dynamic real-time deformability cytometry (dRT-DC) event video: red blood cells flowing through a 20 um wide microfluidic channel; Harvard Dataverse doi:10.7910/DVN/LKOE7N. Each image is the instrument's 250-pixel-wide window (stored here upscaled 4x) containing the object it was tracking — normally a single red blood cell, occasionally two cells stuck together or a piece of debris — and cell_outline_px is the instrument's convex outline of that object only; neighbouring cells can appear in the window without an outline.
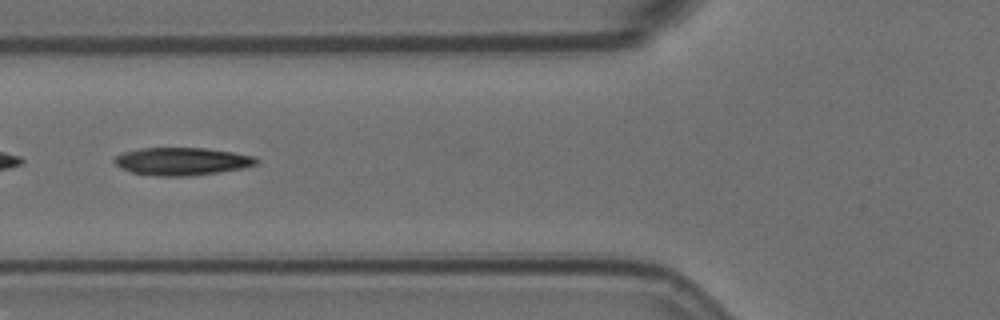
{"species": "Egyptian fruit bat (a non-hibernating species)", "species_latin": "Rousettus aegyptiacus", "temperature_condition": "room temperature", "stored_images_in_passage": 49, "camera_frame_rate_fps": 3000, "um_per_image_px": 0.085, "animal": {"sex": "female"}, "frame": {"image": 1, "passage_image": 14, "time_ms": 4.333, "image_size_px": [1000, 320], "cell_outline_px": [[260, 160], [256, 164], [240, 168], [220, 172], [188, 176], [156, 176], [132, 172], [120, 168], [112, 160], [116, 156], [124, 152], [140, 148], [204, 148], [232, 152], [252, 156]], "centroid_in_image_um": [15.43, 13.71], "position_along_channel_um": 110.4, "area_um2": 22.77}}
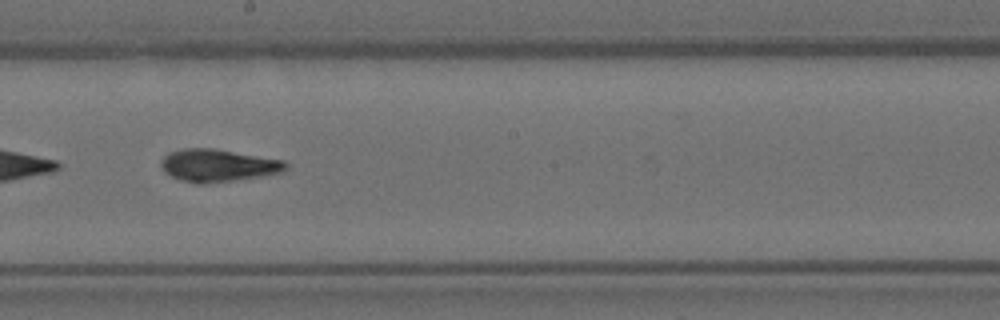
{"frame": {"image": 2, "passage_image": 24, "time_ms": 7.667, "image_size_px": [1000, 320], "cell_outline_px": [[288, 168], [284, 172], [260, 176], [204, 184], [196, 184], [180, 180], [164, 172], [160, 168], [160, 160], [168, 152], [184, 148], [212, 148], [284, 160], [288, 164]], "centroid_in_image_um": [18.5, 14.06], "position_along_channel_um": 229.7, "area_um2": 23.76}}
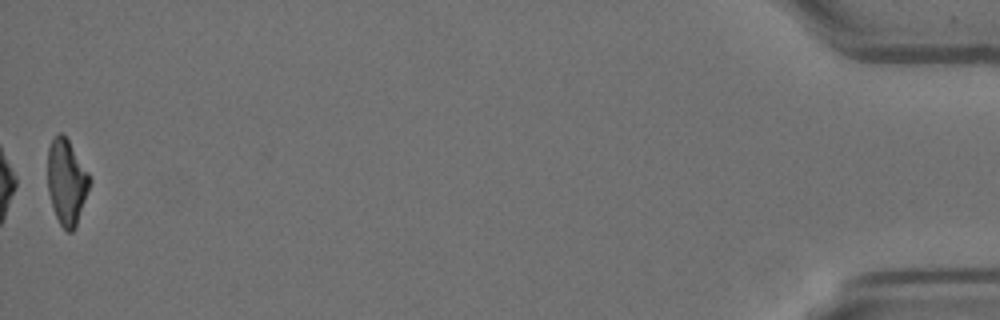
{"frame": {"image": 3, "passage_image": 49, "time_ms": 16.0, "image_size_px": [1000, 320], "cell_outline_px": [[92, 180], [76, 228], [72, 232], [68, 232], [60, 224], [56, 216], [48, 192], [48, 148], [56, 132], [60, 132], [68, 140], [88, 172]], "centroid_in_image_um": [5.67, 15.48], "position_along_channel_um": 429.5, "area_um2": 20.87}, "authors_computed_cell_mechanics": {"area_um2": 22.8888, "velocity_mm_per_s": 3.5767, "shape_relaxation_time_tau1_ms": 6.0995, "shape_relaxation_time_tau2_ms": 3.2248, "deformation_change_tau1": 0.2294, "deformation_change_tau2": 0.1192}}